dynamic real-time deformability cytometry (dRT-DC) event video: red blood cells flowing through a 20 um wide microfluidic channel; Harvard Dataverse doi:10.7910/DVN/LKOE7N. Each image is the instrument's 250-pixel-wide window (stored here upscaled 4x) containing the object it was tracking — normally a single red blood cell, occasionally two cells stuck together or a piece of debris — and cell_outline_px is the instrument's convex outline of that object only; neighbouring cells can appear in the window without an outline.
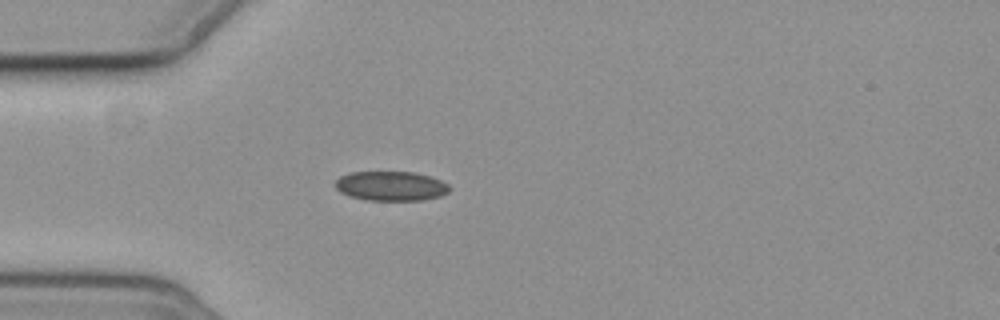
{"species": "common noctule bat (a hibernating species)", "species_latin": "Nyctalus noctula", "temperature_condition": "cold", "stored_images_in_passage": 3, "camera_frame_rate_fps": 3000, "um_per_image_px": 0.085, "animal": {"sex": "female", "body_mass_g": 19.3, "forearm_length_mm": 54.1}, "frame": {"image": 1, "passage_image": 3, "time_ms": 3.0, "image_size_px": [1000, 320], "cell_outline_px": [[452, 188], [448, 192], [440, 196], [420, 200], [368, 200], [348, 196], [340, 192], [336, 188], [336, 180], [340, 176], [352, 172], [412, 172], [428, 176], [440, 180], [448, 184]], "centroid_in_image_um": [33.22, 15.81], "position_along_channel_um": 51.8, "area_um2": 19.54}}